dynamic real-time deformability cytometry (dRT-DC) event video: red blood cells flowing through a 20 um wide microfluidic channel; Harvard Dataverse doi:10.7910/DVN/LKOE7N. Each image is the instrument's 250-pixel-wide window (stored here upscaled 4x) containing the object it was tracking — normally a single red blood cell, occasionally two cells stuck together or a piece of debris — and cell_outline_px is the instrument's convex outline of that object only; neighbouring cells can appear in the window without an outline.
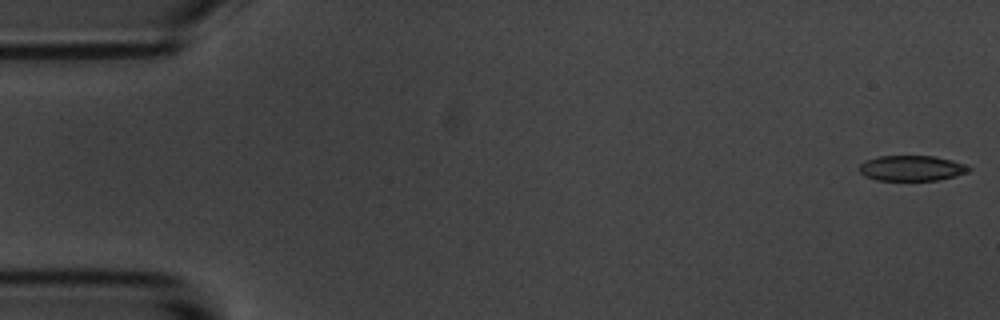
{"species": "common noctule bat (a hibernating species)", "species_latin": "Nyctalus noctula", "temperature_condition": "room temperature", "stored_images_in_passage": 57, "camera_frame_rate_fps": 3000, "um_per_image_px": 0.085, "animal": {"sex": "male", "body_mass_g": 20.1, "forearm_length_mm": 53.5}, "frame": {"image": 1, "passage_image": 1, "time_ms": 0.0, "image_size_px": [1000, 320], "cell_outline_px": [[972, 168], [968, 172], [956, 176], [936, 180], [876, 180], [864, 176], [860, 172], [860, 164], [864, 160], [876, 156], [936, 156], [952, 160], [964, 164]], "centroid_in_image_um": [77.48, 14.29], "position_along_channel_um": 7.5, "area_um2": 16.3}}
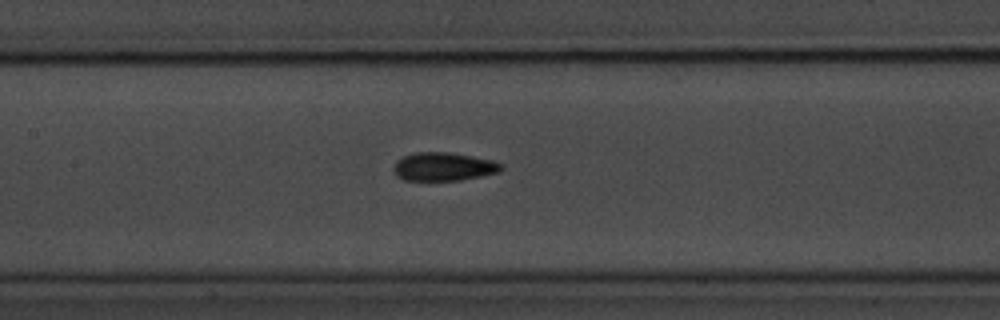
{"frame": {"image": 2, "passage_image": 26, "time_ms": 8.333, "image_size_px": [1000, 320], "cell_outline_px": [[504, 168], [500, 172], [460, 180], [404, 180], [396, 176], [396, 160], [404, 156], [416, 152], [448, 152], [472, 156], [492, 160], [504, 164]], "centroid_in_image_um": [37.76, 14.16], "position_along_channel_um": 169.6, "area_um2": 17.69}}
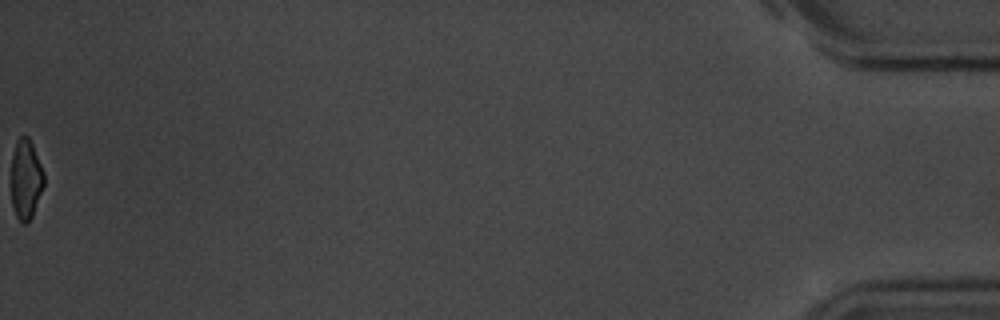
{"frame": {"image": 3, "passage_image": 57, "time_ms": 18.667, "image_size_px": [1000, 320], "cell_outline_px": [[44, 184], [32, 216], [28, 224], [20, 224], [16, 216], [12, 204], [12, 156], [16, 140], [24, 132], [28, 136], [32, 144], [44, 172]], "centroid_in_image_um": [2.19, 15.23], "position_along_channel_um": 433.0, "area_um2": 15.32}, "authors_computed_cell_mechanics": {"area_um2": 17.34, "velocity_mm_per_s": 3.5479, "shape_relaxation_time_tau1_ms": 3.6503, "shape_relaxation_time_tau2_ms": 1.7711, "deformation_change_tau1": 0.1277, "deformation_change_tau2": 0.0867}}